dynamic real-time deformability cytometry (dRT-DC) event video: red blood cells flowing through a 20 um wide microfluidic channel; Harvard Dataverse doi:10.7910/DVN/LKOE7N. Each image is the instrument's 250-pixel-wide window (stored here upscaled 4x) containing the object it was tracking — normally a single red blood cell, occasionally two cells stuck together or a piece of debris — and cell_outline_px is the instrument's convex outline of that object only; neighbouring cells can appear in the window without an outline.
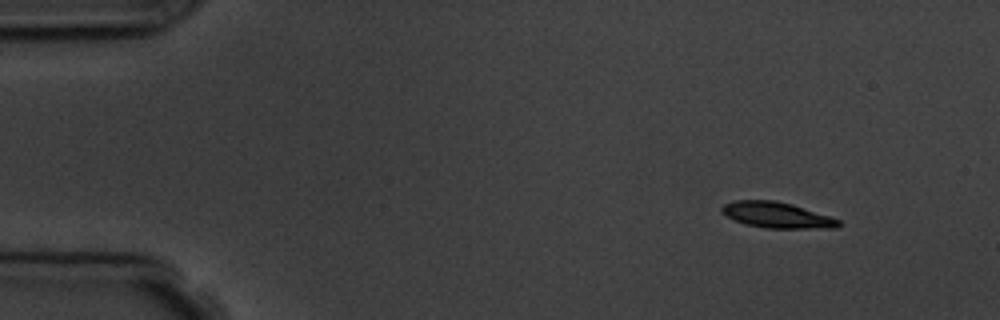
{"species": "common noctule bat (a hibernating species)", "species_latin": "Nyctalus noctula", "temperature_condition": "room temperature", "stored_images_in_passage": 4, "camera_frame_rate_fps": 3000, "um_per_image_px": 0.085, "animal": {"sex": "male", "body_mass_g": 19.5, "forearm_length_mm": 54.6}, "frame": {"image": 1, "passage_image": 1, "time_ms": 0.0, "image_size_px": [1000, 320], "cell_outline_px": [[840, 224], [836, 228], [764, 228], [744, 224], [720, 212], [720, 208], [724, 204], [736, 200], [776, 200], [792, 204], [840, 220]], "centroid_in_image_um": [66.0, 18.28], "position_along_channel_um": 19.0, "area_um2": 17.46}}
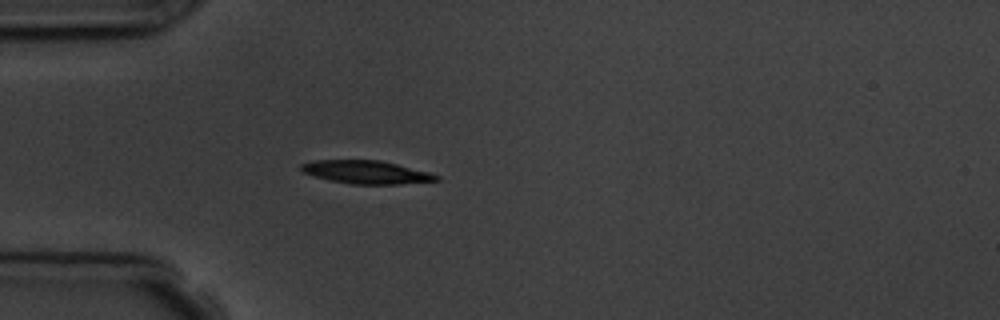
{"frame": {"image": 2, "passage_image": 4, "time_ms": 3.333, "image_size_px": [1000, 320], "cell_outline_px": [[440, 180], [400, 184], [352, 184], [332, 180], [316, 176], [304, 172], [300, 168], [300, 164], [312, 160], [380, 160], [432, 172], [440, 176]], "centroid_in_image_um": [31.2, 14.62], "position_along_channel_um": 53.8, "area_um2": 18.21}}